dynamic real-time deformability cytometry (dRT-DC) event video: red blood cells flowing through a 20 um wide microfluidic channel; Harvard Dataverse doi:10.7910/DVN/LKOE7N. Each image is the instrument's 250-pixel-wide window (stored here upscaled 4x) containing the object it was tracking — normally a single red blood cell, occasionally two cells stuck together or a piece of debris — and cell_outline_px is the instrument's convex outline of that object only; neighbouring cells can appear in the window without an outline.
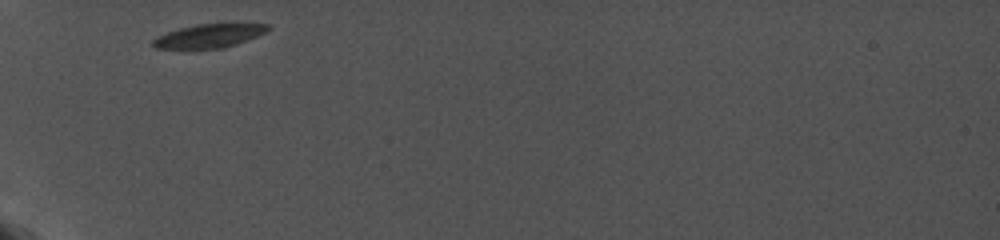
{"species": "common noctule bat (a hibernating species)", "species_latin": "Nyctalus noctula", "temperature_condition": "cold", "stored_images_in_passage": 26, "camera_frame_rate_fps": 5000, "um_per_image_px": 0.085, "animal": {"sex": "female", "body_mass_g": 19.0, "forearm_length_mm": 56.7}, "frame": {"image": 1, "passage_image": 1, "time_ms": 0.0, "image_size_px": [1000, 240], "cell_outline_px": [[272, 28], [256, 36], [236, 44], [224, 48], [156, 48], [152, 44], [152, 40], [156, 36], [180, 28], [196, 24], [272, 24]], "centroid_in_image_um": [17.77, 3.04], "position_along_channel_um": 67.2, "area_um2": 15.55}}
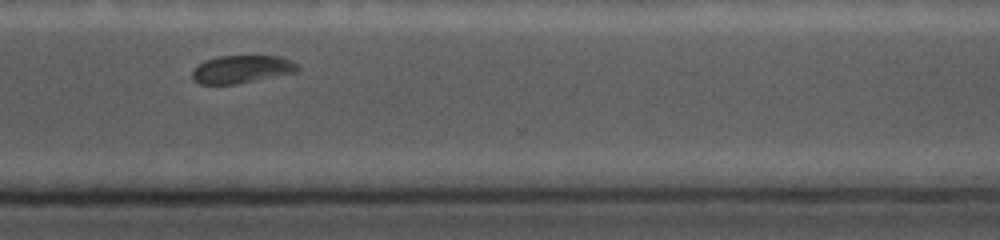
{"frame": {"image": 2, "passage_image": 20, "time_ms": 8.0, "image_size_px": [1000, 240], "cell_outline_px": [[300, 68], [296, 72], [236, 84], [200, 84], [192, 80], [192, 72], [204, 60], [220, 56], [280, 56], [296, 64]], "centroid_in_image_um": [20.52, 5.89], "position_along_channel_um": 350.1, "area_um2": 16.88}}
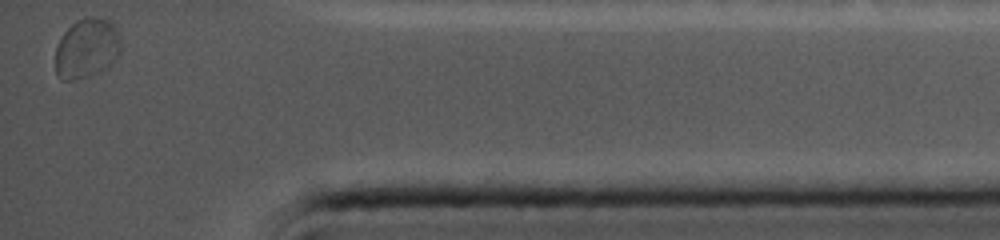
{"frame": {"image": 3, "passage_image": 25, "time_ms": 10.4, "image_size_px": [1000, 240], "cell_outline_px": [[120, 52], [116, 60], [104, 68], [96, 72], [72, 80], [60, 80], [56, 76], [56, 48], [64, 32], [76, 20], [92, 16], [108, 20], [112, 24], [120, 36]], "centroid_in_image_um": [7.37, 4.1], "position_along_channel_um": 427.8, "area_um2": 22.48}, "authors_computed_cell_mechanics": {"area_um2": 18.2359, "velocity_mm_per_s": 3.6804, "shape_relaxation_time_tau1_ms": 1.9872, "shape_relaxation_time_tau2_ms": 1.3918, "deformation_change_tau1": 0.0697, "deformation_change_tau2": 0.0459}}